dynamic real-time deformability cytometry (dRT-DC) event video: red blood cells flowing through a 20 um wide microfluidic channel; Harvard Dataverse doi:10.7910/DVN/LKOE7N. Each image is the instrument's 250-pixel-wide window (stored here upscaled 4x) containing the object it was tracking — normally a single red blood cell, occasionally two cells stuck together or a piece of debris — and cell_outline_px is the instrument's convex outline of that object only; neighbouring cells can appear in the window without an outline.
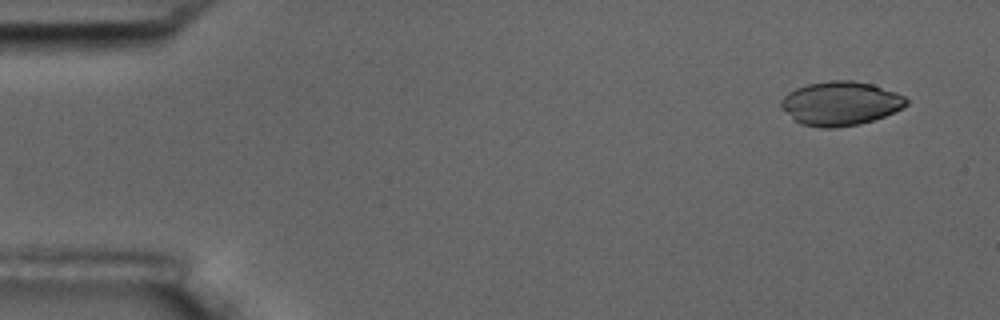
{"species": "common noctule bat (a hibernating species)", "species_latin": "Nyctalus noctula", "temperature_condition": "room temperature", "stored_images_in_passage": 16, "camera_frame_rate_fps": 3000, "um_per_image_px": 0.085, "animal": {"sex": "male", "body_mass_g": 17.5, "forearm_length_mm": 52.3}, "frame": {"image": 1, "passage_image": 1, "time_ms": 0.0, "image_size_px": [1000, 320], "cell_outline_px": [[908, 104], [884, 116], [860, 124], [836, 128], [820, 128], [800, 124], [780, 104], [780, 100], [788, 92], [796, 88], [808, 84], [828, 80], [852, 80], [872, 84], [896, 92], [904, 96], [908, 100]], "centroid_in_image_um": [71.44, 8.78], "position_along_channel_um": 13.6, "area_um2": 31.91}}